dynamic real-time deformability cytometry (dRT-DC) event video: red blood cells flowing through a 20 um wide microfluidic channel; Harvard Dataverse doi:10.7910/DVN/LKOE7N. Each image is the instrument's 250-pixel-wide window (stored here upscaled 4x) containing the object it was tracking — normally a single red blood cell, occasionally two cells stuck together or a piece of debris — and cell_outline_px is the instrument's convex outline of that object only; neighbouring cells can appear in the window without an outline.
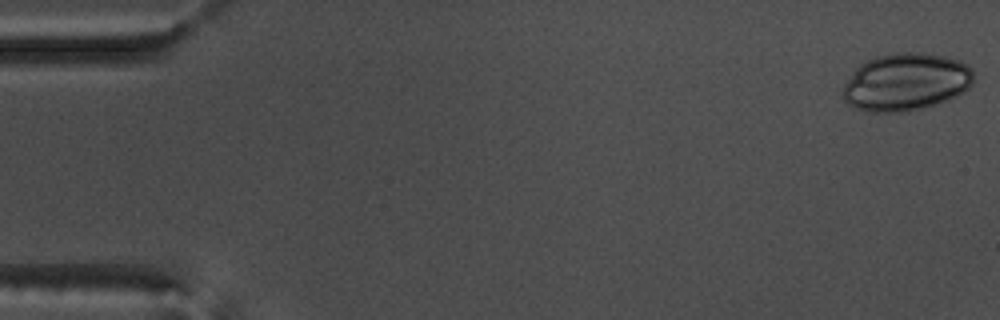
{"species": "common noctule bat (a hibernating species)", "species_latin": "Nyctalus noctula", "temperature_condition": "warm", "stored_images_in_passage": 55, "camera_frame_rate_fps": 3000, "um_per_image_px": 0.085, "animal": {"sex": "male", "body_mass_g": 17.5, "forearm_length_mm": 52.3}, "frame": {"image": 1, "passage_image": 1, "time_ms": 0.0, "image_size_px": [1000, 320], "cell_outline_px": [[972, 84], [964, 92], [948, 100], [936, 104], [908, 112], [872, 112], [856, 108], [848, 104], [844, 100], [840, 92], [844, 84], [856, 68], [860, 64], [876, 56], [896, 52], [920, 52], [944, 56], [960, 60], [968, 64], [972, 68]], "centroid_in_image_um": [77.0, 6.97], "position_along_channel_um": 8.0, "area_um2": 44.22}}
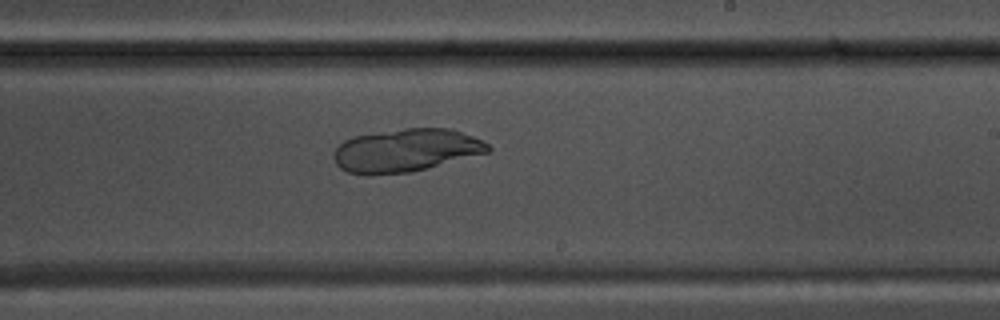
{"frame": {"image": 2, "passage_image": 33, "time_ms": 10.667, "image_size_px": [1000, 320], "cell_outline_px": [[492, 148], [488, 152], [408, 172], [368, 176], [348, 172], [340, 168], [336, 164], [336, 148], [344, 140], [352, 136], [404, 128], [452, 128], [472, 136], [488, 144]], "centroid_in_image_um": [34.47, 12.77], "position_along_channel_um": 254.5, "area_um2": 38.26}}